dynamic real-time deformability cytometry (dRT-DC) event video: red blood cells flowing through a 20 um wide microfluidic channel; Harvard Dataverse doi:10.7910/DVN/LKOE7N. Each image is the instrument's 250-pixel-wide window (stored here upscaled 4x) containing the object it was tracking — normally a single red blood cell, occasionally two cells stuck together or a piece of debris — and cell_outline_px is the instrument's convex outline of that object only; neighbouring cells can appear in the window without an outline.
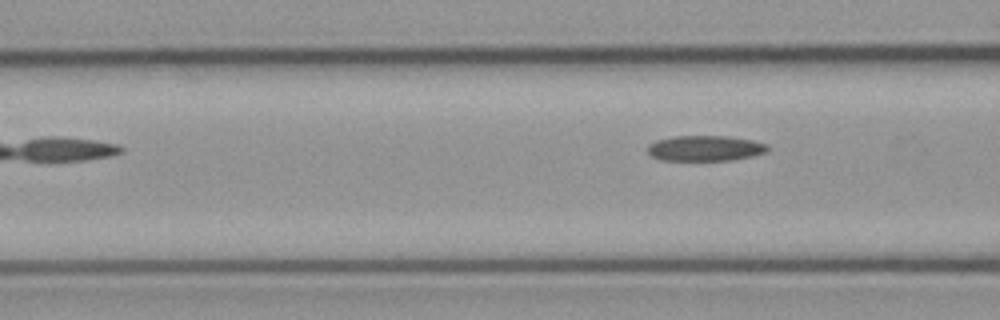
{"species": "common noctule bat (a hibernating species)", "species_latin": "Nyctalus noctula", "temperature_condition": "cold", "stored_images_in_passage": 15, "camera_frame_rate_fps": 3000, "um_per_image_px": 0.085, "animal": {"sex": "male", "body_mass_g": 23.1, "forearm_length_mm": 52.7}, "frame": {"image": 1, "passage_image": 5, "time_ms": 5.333, "image_size_px": [1000, 320], "cell_outline_px": [[768, 152], [752, 156], [732, 160], [660, 160], [648, 156], [648, 144], [656, 140], [676, 136], [728, 136], [752, 140], [768, 144]], "centroid_in_image_um": [59.92, 12.6], "position_along_channel_um": 106.7, "area_um2": 17.98}}
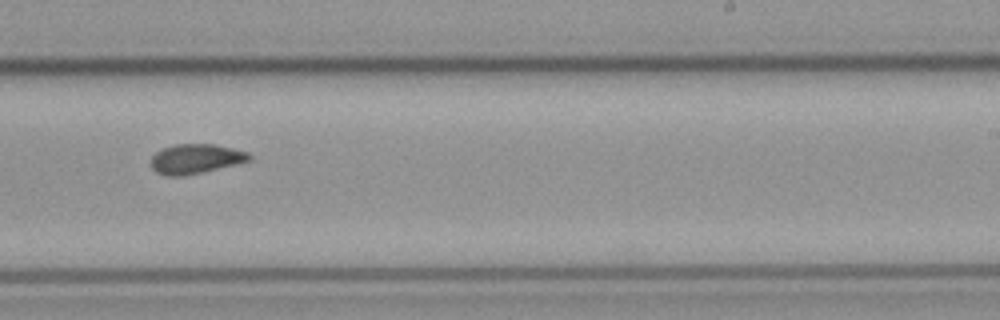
{"frame": {"image": 2, "passage_image": 9, "time_ms": 11.0, "image_size_px": [1000, 320], "cell_outline_px": [[252, 160], [236, 164], [200, 172], [180, 176], [168, 176], [156, 172], [152, 168], [152, 156], [156, 152], [164, 148], [176, 144], [216, 144], [248, 152], [252, 156]], "centroid_in_image_um": [16.65, 13.49], "position_along_channel_um": 272.3, "area_um2": 16.76}}
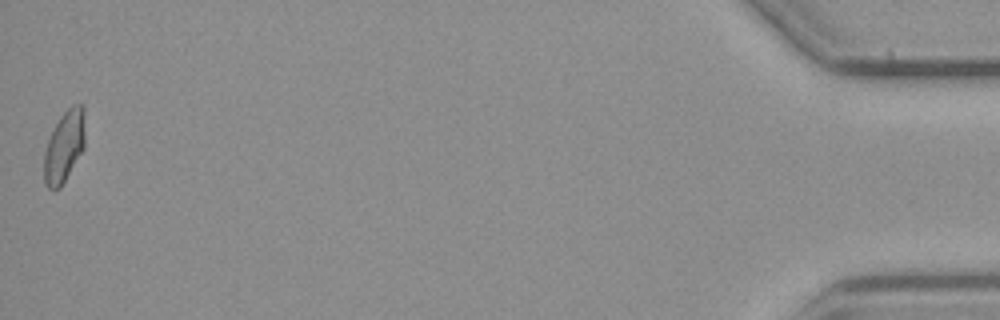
{"frame": {"image": 3, "passage_image": 15, "time_ms": 18.0, "image_size_px": [1000, 320], "cell_outline_px": [[84, 148], [60, 188], [48, 188], [44, 184], [44, 152], [48, 140], [60, 116], [72, 104], [84, 104]], "centroid_in_image_um": [5.46, 12.43], "position_along_channel_um": 429.7, "area_um2": 16.94}, "authors_computed_cell_mechanics": {"area_um2": 17.1088, "velocity_mm_per_s": 3.0381, "shape_relaxation_time_tau1_ms": 2.3777, "shape_relaxation_time_tau2_ms": 3.6397, "deformation_change_tau1": 0.2761, "deformation_change_tau2": 0.0692}}